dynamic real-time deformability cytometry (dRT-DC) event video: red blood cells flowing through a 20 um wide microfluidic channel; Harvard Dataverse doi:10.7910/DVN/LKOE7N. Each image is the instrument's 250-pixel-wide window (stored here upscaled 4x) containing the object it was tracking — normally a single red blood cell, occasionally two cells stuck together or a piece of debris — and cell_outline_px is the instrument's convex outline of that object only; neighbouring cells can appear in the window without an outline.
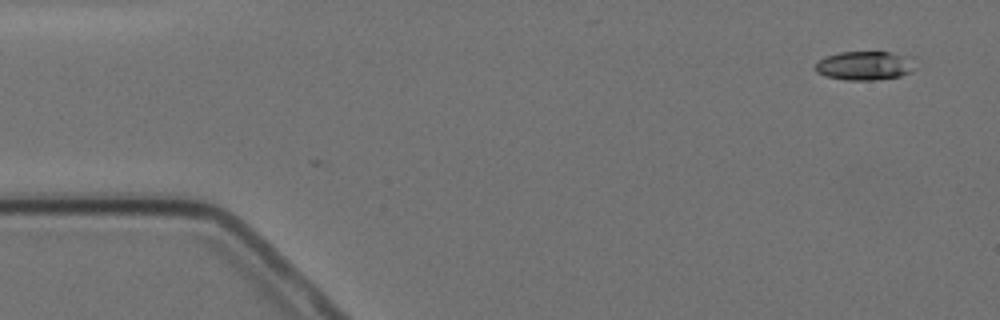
{"species": "Egyptian fruit bat (a non-hibernating species)", "species_latin": "Rousettus aegyptiacus", "temperature_condition": "cold", "stored_images_in_passage": 8, "camera_frame_rate_fps": 3000, "um_per_image_px": 0.085, "animal": {"sex": "female"}, "frame": {"image": 1, "passage_image": 1, "time_ms": 0.0, "image_size_px": [1000, 320], "cell_outline_px": [[912, 72], [900, 76], [876, 80], [844, 80], [824, 76], [816, 72], [816, 64], [824, 56], [840, 52], [888, 52], [900, 56], [904, 60]], "centroid_in_image_um": [73.3, 5.61], "position_along_channel_um": 11.7, "area_um2": 16.07}}
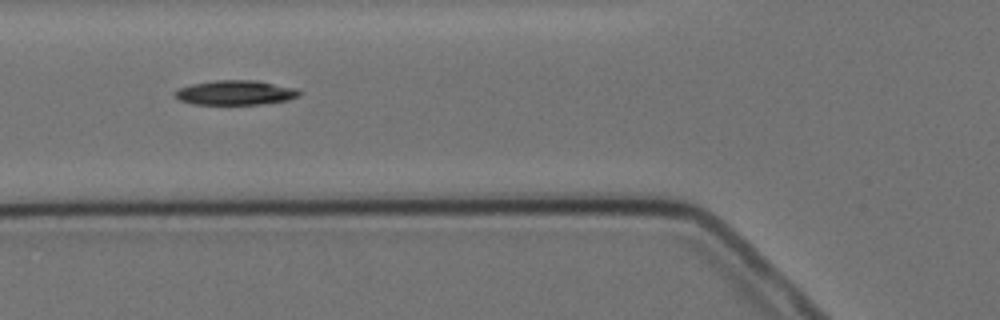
{"frame": {"image": 2, "passage_image": 6, "time_ms": 5.667, "image_size_px": [1000, 320], "cell_outline_px": [[300, 96], [288, 100], [260, 104], [192, 104], [180, 100], [172, 92], [180, 88], [192, 84], [216, 80], [256, 80], [296, 88], [300, 92]], "centroid_in_image_um": [20.02, 7.87], "position_along_channel_um": 105.8, "area_um2": 17.74}}
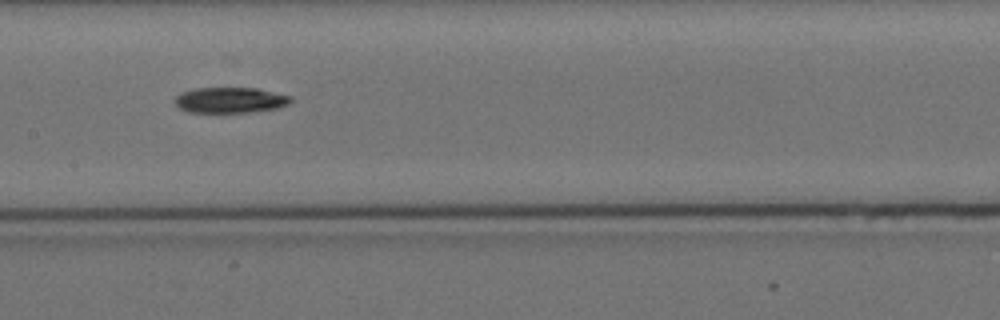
{"frame": {"image": 3, "passage_image": 8, "time_ms": 8.0, "image_size_px": [1000, 320], "cell_outline_px": [[292, 100], [288, 104], [276, 108], [248, 112], [188, 112], [180, 108], [176, 104], [176, 96], [180, 92], [196, 88], [256, 88], [292, 96]], "centroid_in_image_um": [19.56, 8.5], "position_along_channel_um": 187.8, "area_um2": 17.17}}